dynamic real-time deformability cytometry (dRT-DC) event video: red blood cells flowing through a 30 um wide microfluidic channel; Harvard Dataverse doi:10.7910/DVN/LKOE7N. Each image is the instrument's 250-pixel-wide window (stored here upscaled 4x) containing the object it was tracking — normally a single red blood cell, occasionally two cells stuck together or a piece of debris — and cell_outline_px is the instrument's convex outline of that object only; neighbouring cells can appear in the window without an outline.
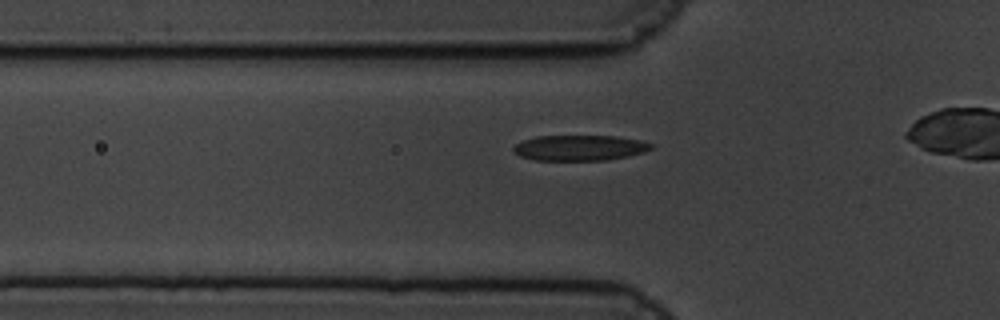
{"species": "common noctule bat (a hibernating species)", "species_latin": "Nyctalus noctula", "temperature_condition": "cold", "stored_images_in_passage": 16, "camera_frame_rate_fps": 3000, "um_per_image_px": 0.085, "animal": {"sex": "male", "body_mass_g": 19.5, "forearm_length_mm": 54.6}, "frame": {"image": 1, "passage_image": 13, "time_ms": 4.0, "image_size_px": [1000, 320], "cell_outline_px": [[656, 144], [652, 148], [644, 152], [628, 156], [608, 160], [532, 160], [520, 156], [512, 148], [520, 140], [536, 136], [616, 136], [640, 140]], "centroid_in_image_um": [49.28, 12.56], "position_along_channel_um": 76.5, "area_um2": 20.63}}